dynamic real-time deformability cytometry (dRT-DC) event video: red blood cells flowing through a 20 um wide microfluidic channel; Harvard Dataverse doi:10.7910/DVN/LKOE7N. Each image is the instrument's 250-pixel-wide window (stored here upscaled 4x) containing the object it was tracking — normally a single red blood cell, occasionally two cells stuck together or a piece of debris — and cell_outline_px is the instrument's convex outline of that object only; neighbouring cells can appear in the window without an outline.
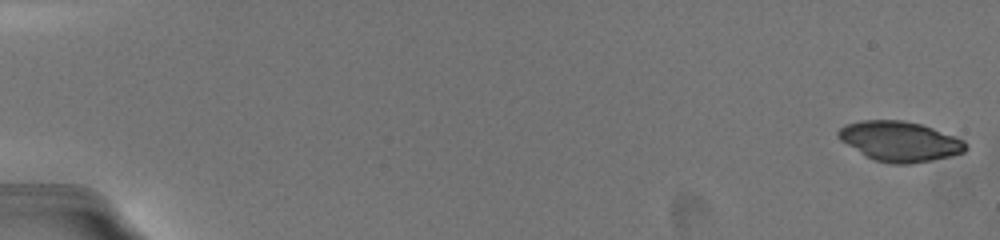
{"species": "common noctule bat (a hibernating species)", "species_latin": "Nyctalus noctula", "temperature_condition": "warm", "stored_images_in_passage": 49, "camera_frame_rate_fps": 3000, "um_per_image_px": 0.085, "animal": {"sex": "female", "body_mass_g": 19.5, "forearm_length_mm": 54.1}, "frame": {"image": 1, "passage_image": 1, "time_ms": 0.0, "image_size_px": [1000, 240], "cell_outline_px": [[968, 148], [964, 152], [948, 156], [912, 164], [892, 164], [876, 160], [864, 156], [840, 140], [836, 136], [836, 132], [840, 128], [848, 124], [864, 120], [904, 120], [920, 124], [932, 128], [964, 140], [968, 144]], "centroid_in_image_um": [76.46, 12.02], "position_along_channel_um": 8.5, "area_um2": 29.59}}
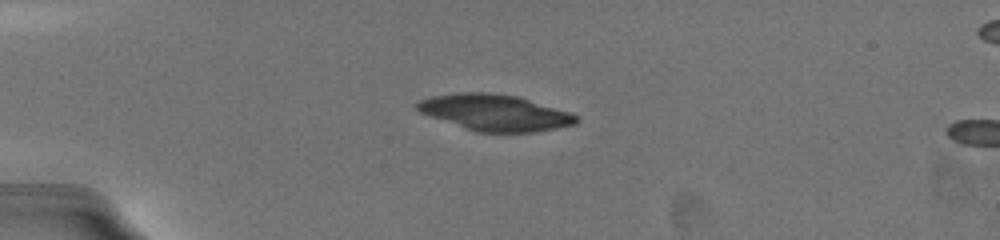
{"frame": {"image": 2, "passage_image": 18, "time_ms": 5.0, "image_size_px": [1000, 240], "cell_outline_px": [[580, 120], [576, 124], [536, 132], [476, 132], [464, 128], [420, 112], [412, 104], [420, 100], [432, 96], [460, 92], [488, 92], [516, 96], [572, 112], [580, 116]], "centroid_in_image_um": [42.1, 9.57], "position_along_channel_um": 42.9, "area_um2": 33.7}}